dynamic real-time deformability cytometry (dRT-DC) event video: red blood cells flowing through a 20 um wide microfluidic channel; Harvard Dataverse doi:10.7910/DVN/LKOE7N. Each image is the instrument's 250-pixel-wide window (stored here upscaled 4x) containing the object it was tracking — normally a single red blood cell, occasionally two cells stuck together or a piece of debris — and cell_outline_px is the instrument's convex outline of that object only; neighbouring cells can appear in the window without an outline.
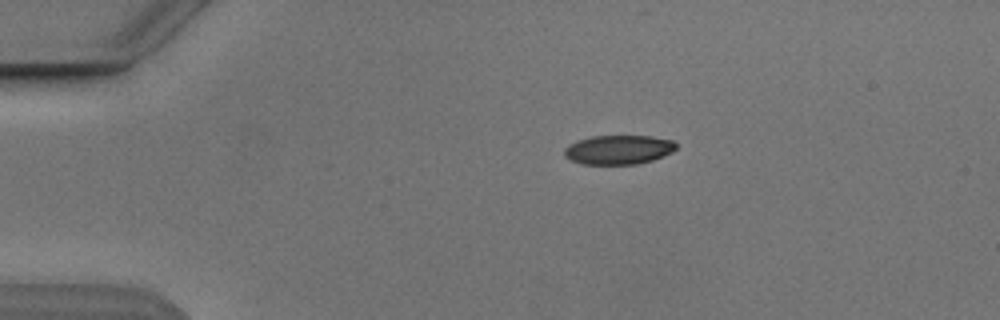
{"species": "Egyptian fruit bat (a non-hibernating species)", "species_latin": "Rousettus aegyptiacus", "temperature_condition": "cold", "stored_images_in_passage": 4, "segment_of_instrument_passage": [1, 2], "camera_frame_rate_fps": 3000, "um_per_image_px": 0.085, "animal": {"sex": "male"}, "frame": {"image": 1, "passage_image": 1, "time_ms": 0.0, "image_size_px": [1000, 320], "cell_outline_px": [[676, 148], [672, 152], [652, 160], [636, 164], [580, 164], [564, 156], [564, 148], [568, 144], [576, 140], [592, 136], [652, 136], [672, 140], [676, 144]], "centroid_in_image_um": [52.54, 12.72], "position_along_channel_um": 32.5, "area_um2": 19.07}}